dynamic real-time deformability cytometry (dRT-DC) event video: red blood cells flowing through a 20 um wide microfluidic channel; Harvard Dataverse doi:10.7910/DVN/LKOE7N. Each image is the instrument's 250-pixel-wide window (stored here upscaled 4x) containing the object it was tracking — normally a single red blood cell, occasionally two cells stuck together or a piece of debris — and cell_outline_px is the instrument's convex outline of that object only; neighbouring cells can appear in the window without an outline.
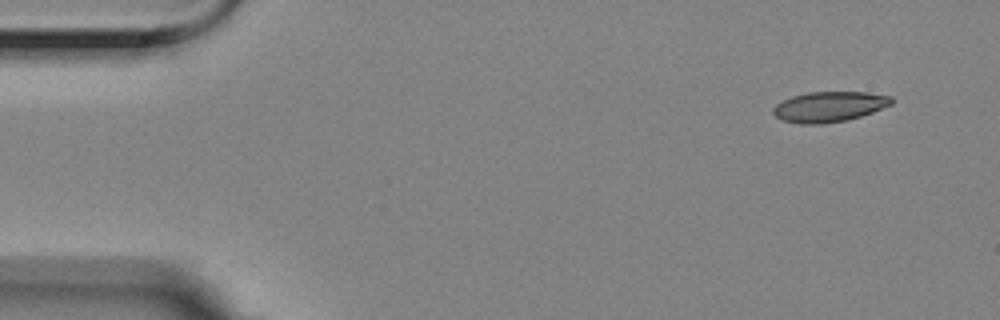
{"species": "Egyptian fruit bat (a non-hibernating species)", "species_latin": "Rousettus aegyptiacus", "temperature_condition": "room temperature", "stored_images_in_passage": 5, "camera_frame_rate_fps": 3000, "um_per_image_px": 0.085, "animal": {"sex": "female"}, "frame": {"image": 1, "passage_image": 1, "time_ms": 0.0, "image_size_px": [1000, 320], "cell_outline_px": [[892, 104], [872, 112], [848, 120], [820, 124], [800, 124], [784, 120], [776, 116], [772, 112], [772, 108], [776, 104], [792, 96], [808, 92], [868, 92], [892, 96]], "centroid_in_image_um": [70.48, 9.06], "position_along_channel_um": 14.5, "area_um2": 20.87}}
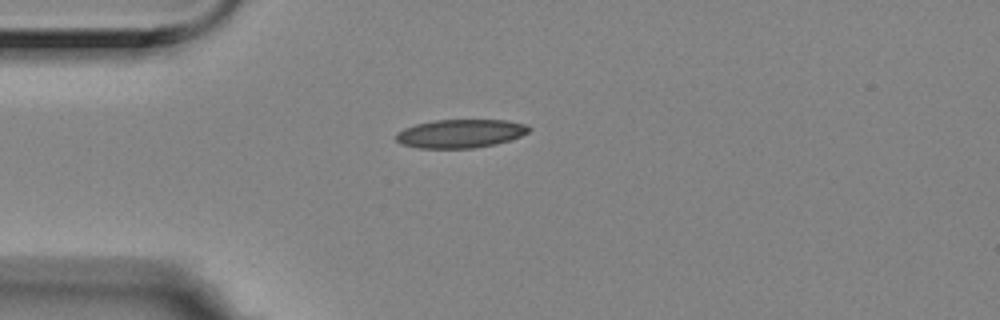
{"frame": {"image": 2, "passage_image": 4, "time_ms": 1.0, "image_size_px": [1000, 320], "cell_outline_px": [[532, 128], [528, 132], [520, 136], [496, 144], [472, 148], [420, 148], [404, 144], [396, 140], [396, 132], [404, 128], [416, 124], [436, 120], [508, 120], [528, 124]], "centroid_in_image_um": [39.17, 11.34], "position_along_channel_um": 45.8, "area_um2": 22.02}}
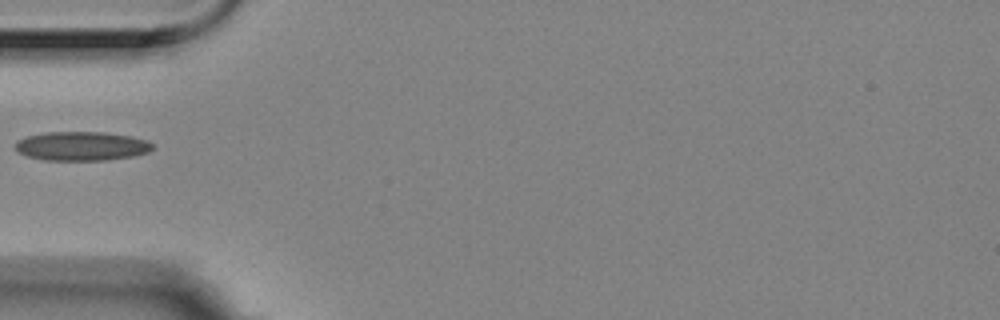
{"frame": {"image": 3, "passage_image": 5, "time_ms": 1.333, "image_size_px": [1000, 320], "cell_outline_px": [[152, 148], [148, 152], [132, 156], [104, 160], [44, 160], [28, 156], [16, 152], [16, 140], [28, 136], [44, 132], [104, 132], [132, 136], [144, 140], [152, 144]], "centroid_in_image_um": [6.89, 12.41], "position_along_channel_um": 78.1, "area_um2": 23.12}}